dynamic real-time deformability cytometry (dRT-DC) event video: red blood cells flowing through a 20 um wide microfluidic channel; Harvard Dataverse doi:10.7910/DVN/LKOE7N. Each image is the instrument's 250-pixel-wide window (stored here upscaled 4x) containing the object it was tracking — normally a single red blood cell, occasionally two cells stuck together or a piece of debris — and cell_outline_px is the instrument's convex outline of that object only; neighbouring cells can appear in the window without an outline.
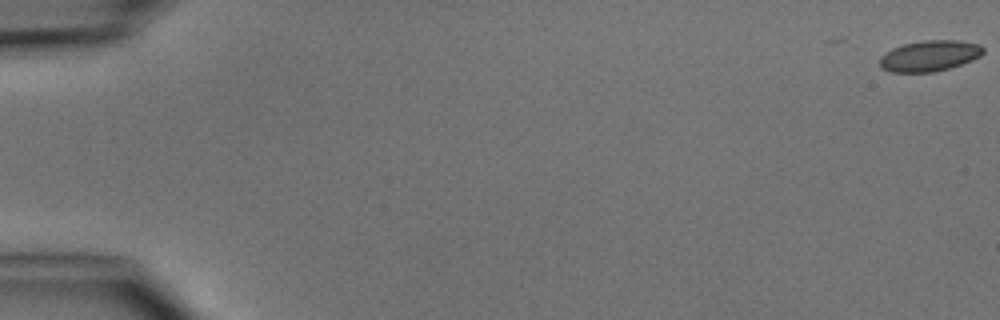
{"species": "common noctule bat (a hibernating species)", "species_latin": "Nyctalus noctula", "temperature_condition": "cold", "stored_images_in_passage": 6, "camera_frame_rate_fps": 3000, "um_per_image_px": 0.085, "animal": {"sex": "male", "body_mass_g": 15.6}, "frame": {"image": 1, "passage_image": 1, "time_ms": 0.0, "image_size_px": [1000, 320], "cell_outline_px": [[984, 52], [980, 56], [972, 60], [948, 68], [932, 72], [888, 72], [880, 68], [880, 56], [884, 52], [892, 48], [904, 44], [924, 40], [960, 40], [980, 44], [984, 48]], "centroid_in_image_um": [78.99, 4.74], "position_along_channel_um": 6.0, "area_um2": 18.73}}
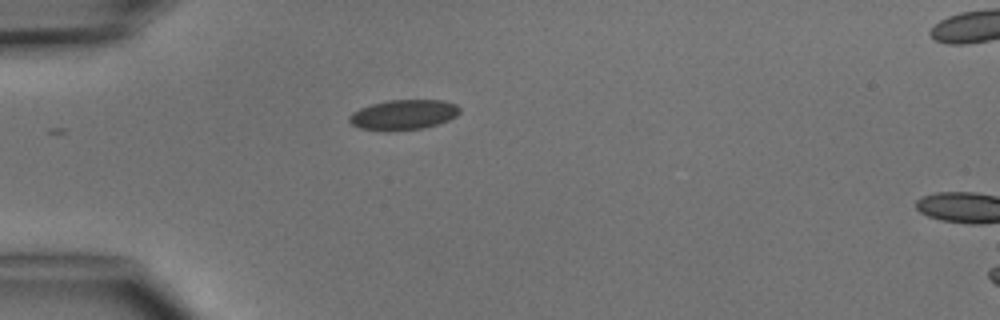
{"frame": {"image": 2, "passage_image": 5, "time_ms": 4.667, "image_size_px": [1000, 320], "cell_outline_px": [[460, 112], [456, 116], [448, 120], [424, 128], [384, 132], [360, 128], [352, 124], [348, 120], [348, 116], [352, 112], [360, 108], [372, 104], [388, 100], [444, 100], [456, 104], [460, 108]], "centroid_in_image_um": [34.28, 9.76], "position_along_channel_um": 50.7, "area_um2": 19.54}}